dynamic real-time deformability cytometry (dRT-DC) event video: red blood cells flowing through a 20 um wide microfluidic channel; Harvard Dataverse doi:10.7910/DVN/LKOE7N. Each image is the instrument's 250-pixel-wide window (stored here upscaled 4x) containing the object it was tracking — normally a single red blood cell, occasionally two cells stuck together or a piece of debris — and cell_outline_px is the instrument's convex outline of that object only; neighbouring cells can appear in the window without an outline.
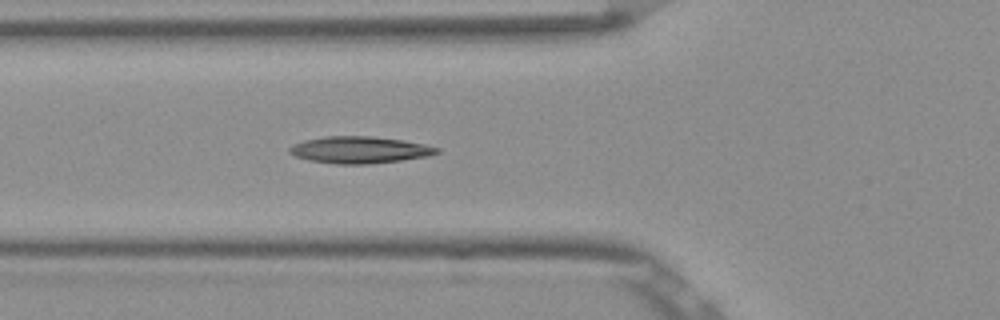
{"species": "Egyptian fruit bat (a non-hibernating species)", "species_latin": "Rousettus aegyptiacus", "temperature_condition": "room temperature", "stored_images_in_passage": 16, "camera_frame_rate_fps": 3000, "um_per_image_px": 0.085, "frame": {"image": 1, "passage_image": 5, "time_ms": 1.333, "image_size_px": [1000, 320], "cell_outline_px": [[440, 152], [428, 156], [400, 160], [368, 164], [336, 164], [308, 160], [296, 156], [288, 152], [288, 148], [304, 140], [324, 136], [372, 136], [404, 140], [424, 144], [440, 148]], "centroid_in_image_um": [30.57, 12.73], "position_along_channel_um": 95.2, "area_um2": 23.0}}
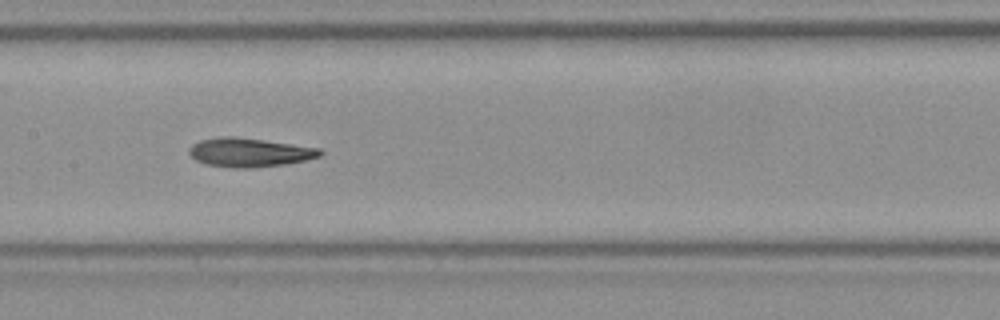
{"frame": {"image": 2, "passage_image": 12, "time_ms": 3.667, "image_size_px": [1000, 320], "cell_outline_px": [[324, 152], [320, 156], [304, 160], [284, 164], [256, 168], [232, 168], [204, 164], [196, 160], [188, 152], [188, 148], [192, 144], [200, 140], [220, 136], [236, 136], [320, 148]], "centroid_in_image_um": [21.16, 12.95], "position_along_channel_um": 186.2, "area_um2": 22.2}}